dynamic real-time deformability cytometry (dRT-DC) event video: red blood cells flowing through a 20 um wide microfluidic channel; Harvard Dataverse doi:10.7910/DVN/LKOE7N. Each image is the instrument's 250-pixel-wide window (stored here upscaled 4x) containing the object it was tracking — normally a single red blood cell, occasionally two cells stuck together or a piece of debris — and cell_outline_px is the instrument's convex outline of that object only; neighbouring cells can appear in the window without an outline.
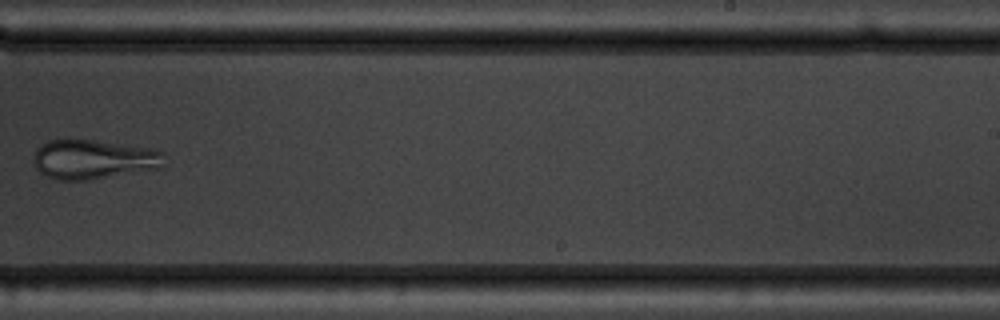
{"species": "common noctule bat (a hibernating species)", "species_latin": "Nyctalus noctula", "temperature_condition": "warm", "stored_images_in_passage": 9, "camera_frame_rate_fps": 3000, "um_per_image_px": 0.085, "animal": {"sex": "male", "body_mass_g": 19.5, "forearm_length_mm": 54.6}, "frame": {"image": 1, "passage_image": 8, "time_ms": 9.0, "image_size_px": [1000, 320], "cell_outline_px": [[164, 168], [88, 180], [56, 180], [40, 172], [36, 168], [36, 148], [40, 144], [48, 140], [64, 136], [152, 148], [164, 152]], "centroid_in_image_um": [7.97, 13.51], "position_along_channel_um": 281.0, "area_um2": 30.75}}